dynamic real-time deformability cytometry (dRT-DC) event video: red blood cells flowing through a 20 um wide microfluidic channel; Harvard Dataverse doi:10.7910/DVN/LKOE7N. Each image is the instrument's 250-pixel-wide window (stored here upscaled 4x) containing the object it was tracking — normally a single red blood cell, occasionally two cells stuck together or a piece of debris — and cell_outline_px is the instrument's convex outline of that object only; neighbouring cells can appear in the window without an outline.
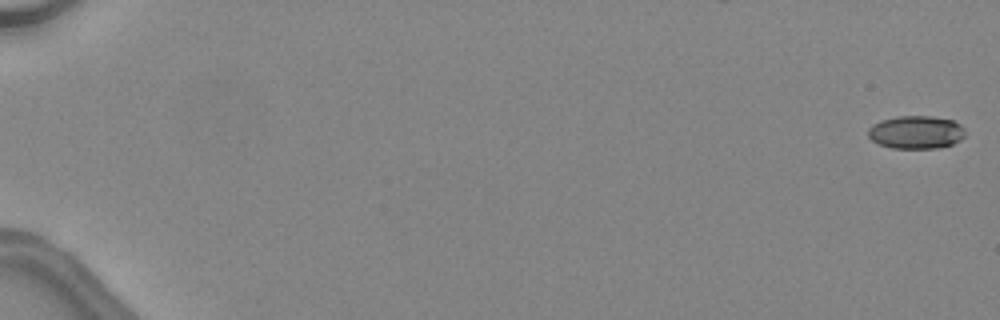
{"species": "common noctule bat (a hibernating species)", "species_latin": "Nyctalus noctula", "temperature_condition": "warm", "stored_images_in_passage": 17, "camera_frame_rate_fps": 3000, "um_per_image_px": 0.085, "animal": {"sex": "female", "body_mass_g": 24.6, "forearm_length_mm": 56.2}, "frame": {"image": 1, "passage_image": 1, "time_ms": 0.0, "image_size_px": [1000, 320], "cell_outline_px": [[964, 136], [960, 140], [952, 144], [936, 148], [892, 148], [880, 144], [872, 140], [868, 136], [868, 128], [872, 124], [880, 120], [896, 116], [932, 116], [952, 120], [960, 124], [964, 128]], "centroid_in_image_um": [77.85, 11.23], "position_along_channel_um": 7.2, "area_um2": 18.73}}
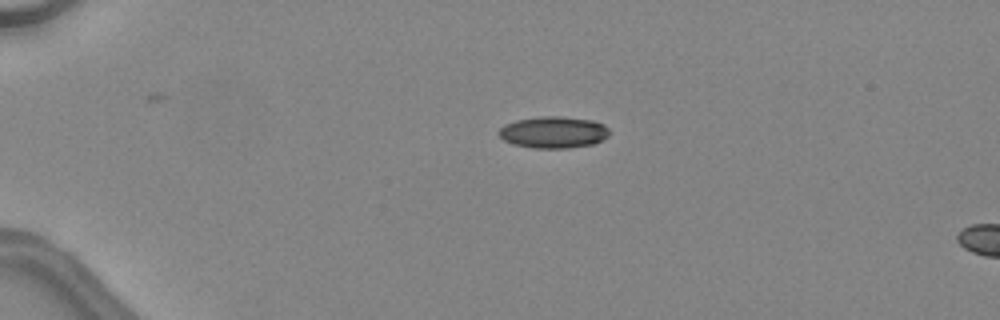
{"frame": {"image": 2, "passage_image": 13, "time_ms": 4.0, "image_size_px": [1000, 320], "cell_outline_px": [[608, 136], [592, 144], [568, 148], [532, 148], [516, 144], [504, 140], [496, 132], [504, 124], [516, 120], [540, 116], [560, 116], [592, 120], [604, 124], [608, 128]], "centroid_in_image_um": [47.02, 11.23], "position_along_channel_um": 38.0, "area_um2": 20.35}}